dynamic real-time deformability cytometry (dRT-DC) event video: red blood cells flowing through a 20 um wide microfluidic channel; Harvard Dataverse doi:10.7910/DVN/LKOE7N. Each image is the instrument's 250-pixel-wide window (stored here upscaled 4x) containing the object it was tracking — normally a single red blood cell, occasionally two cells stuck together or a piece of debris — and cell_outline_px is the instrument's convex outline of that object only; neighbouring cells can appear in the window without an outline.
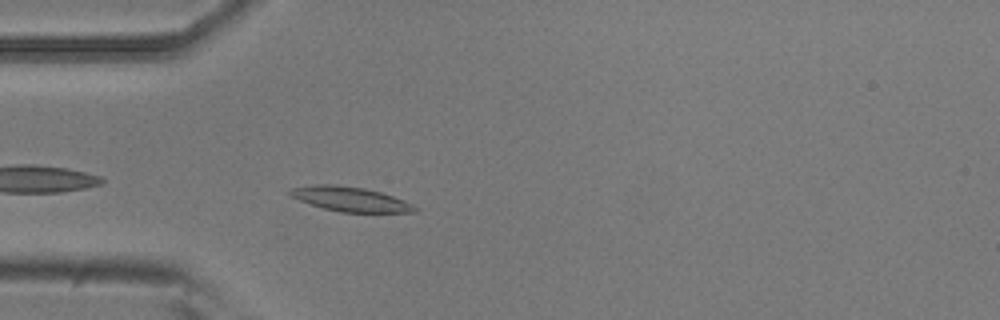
{"species": "common noctule bat (a hibernating species)", "species_latin": "Nyctalus noctula", "temperature_condition": "room temperature", "stored_images_in_passage": 41, "camera_frame_rate_fps": 3000, "um_per_image_px": 0.085, "animal": {"sex": "male", "body_mass_g": 20.5, "forearm_length_mm": 52.5}, "frame": {"image": 1, "passage_image": 3, "time_ms": 0.667, "image_size_px": [1000, 320], "cell_outline_px": [[416, 212], [340, 212], [324, 208], [300, 200], [284, 192], [292, 188], [316, 184], [336, 184], [364, 188], [380, 192], [404, 200], [412, 204], [416, 208]], "centroid_in_image_um": [29.74, 16.91], "position_along_channel_um": 55.3, "area_um2": 17.69}}
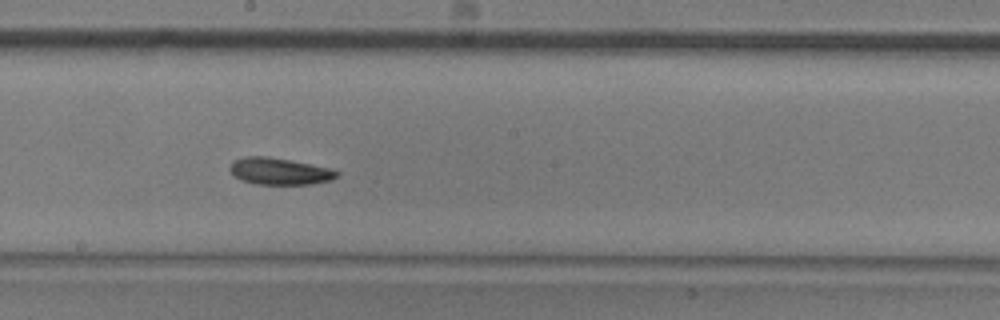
{"frame": {"image": 2, "passage_image": 17, "time_ms": 5.333, "image_size_px": [1000, 320], "cell_outline_px": [[340, 172], [332, 180], [312, 184], [256, 184], [240, 180], [228, 168], [232, 160], [244, 156], [268, 156], [292, 160], [328, 168]], "centroid_in_image_um": [23.72, 14.55], "position_along_channel_um": 224.5, "area_um2": 16.76}}
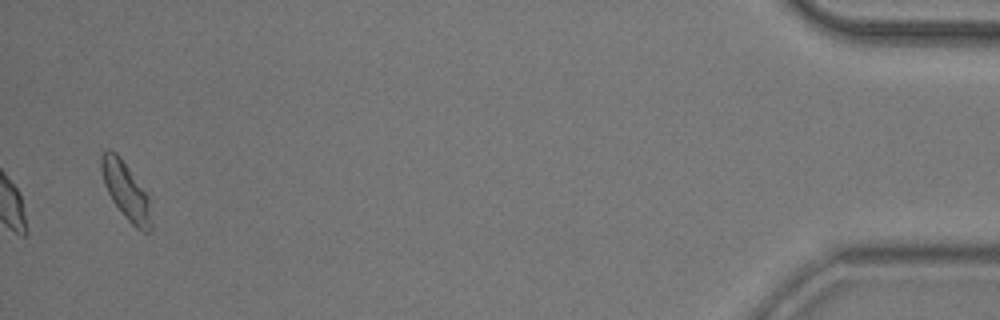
{"frame": {"image": 3, "passage_image": 40, "time_ms": 13.0, "image_size_px": [1000, 320], "cell_outline_px": [[152, 232], [144, 232], [136, 228], [124, 216], [112, 200], [104, 184], [100, 168], [100, 156], [108, 148], [116, 152], [120, 156], [152, 196]], "centroid_in_image_um": [10.78, 16.23], "position_along_channel_um": 424.4, "area_um2": 17.57}, "authors_computed_cell_mechanics": {"area_um2": 16.762, "velocity_mm_per_s": 3.7336, "shape_relaxation_time_tau1_ms": 4.128, "shape_relaxation_time_tau2_ms": null, "deformation_change_tau1": 0.1075, "deformation_change_tau2": null}}